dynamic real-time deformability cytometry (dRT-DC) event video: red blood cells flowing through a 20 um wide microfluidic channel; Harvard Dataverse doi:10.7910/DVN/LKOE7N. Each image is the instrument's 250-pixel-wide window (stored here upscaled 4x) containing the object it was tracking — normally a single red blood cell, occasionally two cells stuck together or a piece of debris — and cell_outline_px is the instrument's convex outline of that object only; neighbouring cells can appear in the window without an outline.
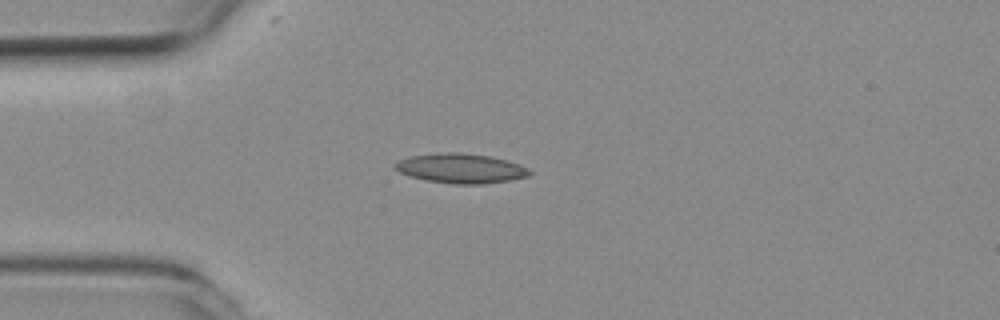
{"species": "common noctule bat (a hibernating species)", "species_latin": "Nyctalus noctula", "temperature_condition": "room temperature", "stored_images_in_passage": 3, "camera_frame_rate_fps": 3000, "um_per_image_px": 0.085, "animal": {"sex": "female", "body_mass_g": 19.3, "forearm_length_mm": 54.1}, "frame": {"image": 1, "passage_image": 3, "time_ms": 0.667, "image_size_px": [1000, 320], "cell_outline_px": [[532, 176], [512, 180], [484, 184], [452, 184], [424, 180], [400, 172], [392, 168], [392, 164], [396, 160], [408, 156], [436, 152], [460, 152], [488, 156], [508, 160], [520, 164], [528, 168], [532, 172]], "centroid_in_image_um": [39.15, 14.3], "position_along_channel_um": 45.8, "area_um2": 23.81}}